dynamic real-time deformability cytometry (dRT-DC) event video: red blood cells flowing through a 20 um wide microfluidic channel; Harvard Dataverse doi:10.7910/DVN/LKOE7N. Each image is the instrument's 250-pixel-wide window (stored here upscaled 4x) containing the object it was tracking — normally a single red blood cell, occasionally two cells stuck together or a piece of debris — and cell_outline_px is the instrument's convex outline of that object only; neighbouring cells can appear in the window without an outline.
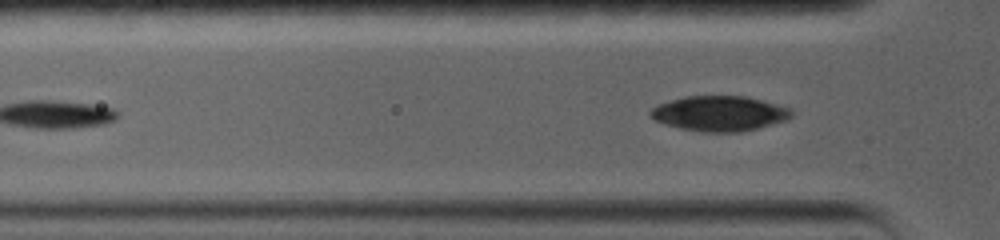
{"species": "common noctule bat (a hibernating species)", "species_latin": "Nyctalus noctula", "temperature_condition": "warm", "stored_images_in_passage": 10, "camera_frame_rate_fps": 5000, "um_per_image_px": 0.085, "animal": {"sex": "female", "body_mass_g": 19.0, "forearm_length_mm": 56.7}, "frame": {"image": 1, "passage_image": 6, "time_ms": 1.6, "image_size_px": [1000, 240], "cell_outline_px": [[792, 116], [788, 120], [740, 132], [704, 132], [680, 128], [664, 124], [656, 120], [648, 112], [656, 104], [684, 96], [748, 96], [792, 108]], "centroid_in_image_um": [61.17, 9.63], "position_along_channel_um": 64.6, "area_um2": 29.02}}